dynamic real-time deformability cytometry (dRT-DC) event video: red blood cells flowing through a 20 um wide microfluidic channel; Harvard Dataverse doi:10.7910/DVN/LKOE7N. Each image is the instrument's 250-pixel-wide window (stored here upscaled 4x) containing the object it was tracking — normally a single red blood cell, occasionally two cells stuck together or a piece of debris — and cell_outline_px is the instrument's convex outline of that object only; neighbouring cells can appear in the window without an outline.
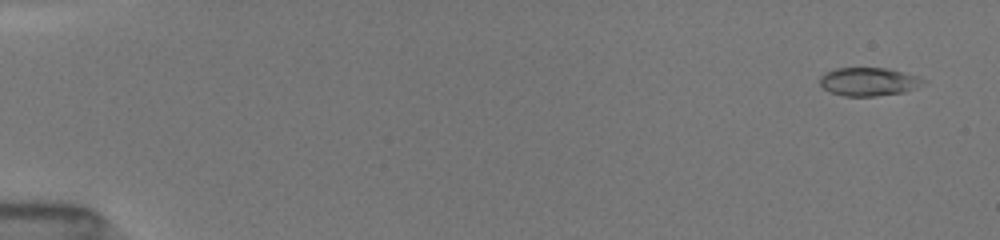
{"species": "common noctule bat (a hibernating species)", "species_latin": "Nyctalus noctula", "temperature_condition": "room temperature", "stored_images_in_passage": 24, "camera_frame_rate_fps": 3000, "um_per_image_px": 0.085, "animal": {"sex": "female", "body_mass_g": 19.5, "forearm_length_mm": 54.1}, "frame": {"image": 1, "passage_image": 3, "time_ms": 0.667, "image_size_px": [1000, 240], "cell_outline_px": [[928, 80], [904, 92], [876, 96], [844, 96], [828, 92], [820, 84], [820, 76], [824, 72], [836, 68], [888, 68], [920, 76]], "centroid_in_image_um": [73.81, 6.93], "position_along_channel_um": 11.2, "area_um2": 17.17}}
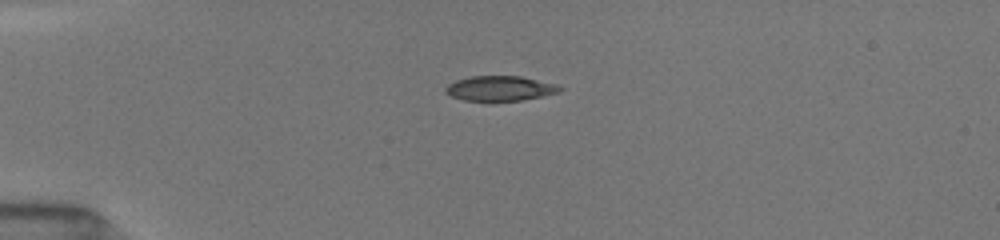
{"frame": {"image": 2, "passage_image": 14, "time_ms": 4.333, "image_size_px": [1000, 240], "cell_outline_px": [[564, 88], [560, 92], [520, 100], [488, 104], [464, 100], [452, 96], [444, 92], [444, 88], [448, 84], [456, 80], [468, 76], [520, 76], [556, 84]], "centroid_in_image_um": [42.44, 7.55], "position_along_channel_um": 42.6, "area_um2": 17.22}}
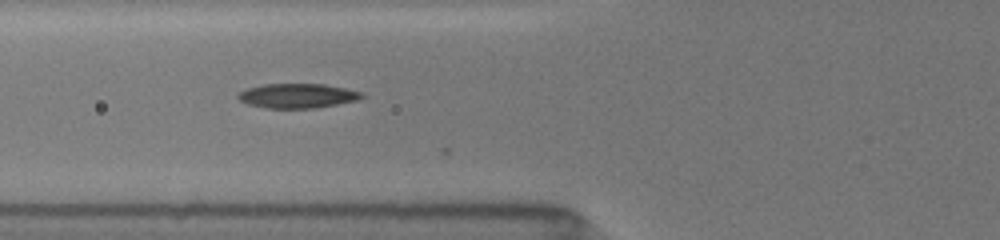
{"frame": {"image": 3, "passage_image": 21, "time_ms": 6.667, "image_size_px": [1000, 240], "cell_outline_px": [[364, 96], [356, 100], [316, 108], [268, 108], [248, 104], [240, 100], [236, 96], [240, 92], [248, 88], [264, 84], [324, 84], [364, 92]], "centroid_in_image_um": [25.29, 8.14], "position_along_channel_um": 100.5, "area_um2": 17.51}}